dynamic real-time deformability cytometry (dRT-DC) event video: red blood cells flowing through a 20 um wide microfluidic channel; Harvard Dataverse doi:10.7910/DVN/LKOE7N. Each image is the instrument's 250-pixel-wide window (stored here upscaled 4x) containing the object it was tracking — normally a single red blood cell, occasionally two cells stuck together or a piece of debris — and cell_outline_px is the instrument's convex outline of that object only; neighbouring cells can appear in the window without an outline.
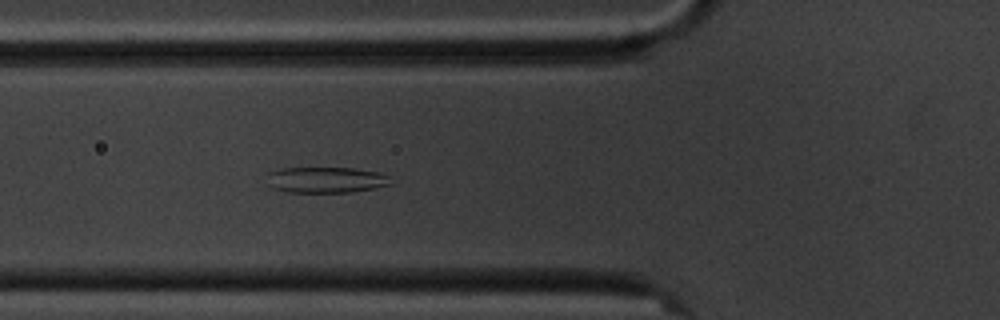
{"species": "common noctule bat (a hibernating species)", "species_latin": "Nyctalus noctula", "temperature_condition": "cold", "stored_images_in_passage": 6, "camera_frame_rate_fps": 3000, "um_per_image_px": 0.085, "animal": {"sex": "male", "body_mass_g": 20.1, "forearm_length_mm": 53.5}, "frame": {"image": 1, "passage_image": 6, "time_ms": 6.667, "image_size_px": [1000, 320], "cell_outline_px": [[392, 184], [376, 188], [352, 192], [288, 192], [272, 188], [268, 184], [268, 172], [280, 168], [356, 168], [376, 172], [388, 176]], "centroid_in_image_um": [27.69, 15.29], "position_along_channel_um": 98.1, "area_um2": 18.73}}